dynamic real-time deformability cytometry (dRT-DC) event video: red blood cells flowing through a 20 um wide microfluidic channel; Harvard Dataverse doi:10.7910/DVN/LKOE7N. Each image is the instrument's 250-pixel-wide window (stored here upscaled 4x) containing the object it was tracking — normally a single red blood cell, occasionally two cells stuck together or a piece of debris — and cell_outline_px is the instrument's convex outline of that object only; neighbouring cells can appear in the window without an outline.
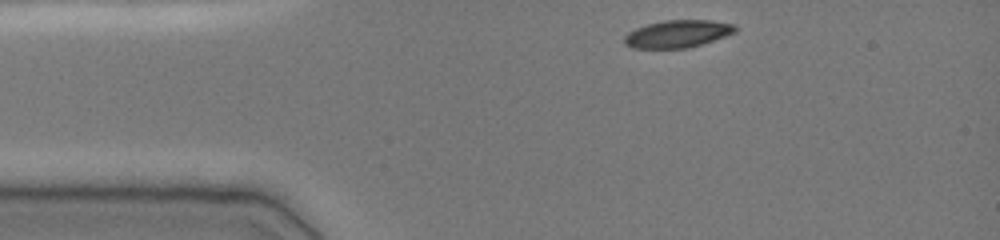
{"species": "common noctule bat (a hibernating species)", "species_latin": "Nyctalus noctula", "temperature_condition": "cold", "stored_images_in_passage": 35, "camera_frame_rate_fps": 3000, "um_per_image_px": 0.085, "animal": {"sex": "female", "body_mass_g": 19.0, "forearm_length_mm": 51.5}, "frame": {"image": 1, "passage_image": 1, "time_ms": 0.0, "image_size_px": [1000, 240], "cell_outline_px": [[736, 32], [688, 48], [632, 48], [624, 44], [624, 36], [628, 32], [636, 28], [648, 24], [664, 20], [712, 20], [736, 24]], "centroid_in_image_um": [57.58, 2.87], "position_along_channel_um": 27.4, "area_um2": 17.69}}
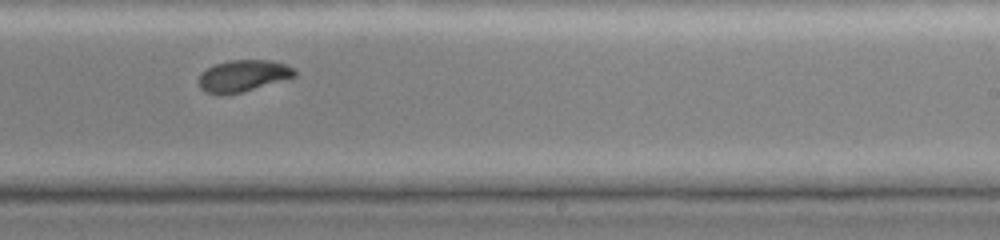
{"frame": {"image": 2, "passage_image": 23, "time_ms": 7.333, "image_size_px": [1000, 240], "cell_outline_px": [[296, 76], [240, 92], [220, 96], [204, 92], [200, 88], [196, 80], [200, 72], [216, 64], [228, 60], [272, 60], [296, 68]], "centroid_in_image_um": [20.59, 6.45], "position_along_channel_um": 268.4, "area_um2": 17.86}}
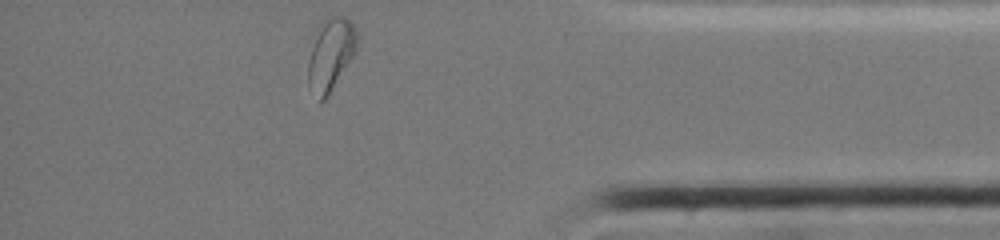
{"frame": {"image": 3, "passage_image": 35, "time_ms": 11.333, "image_size_px": [1000, 240], "cell_outline_px": [[356, 52], [328, 96], [324, 100], [320, 100], [308, 88], [308, 60], [320, 24], [328, 16], [344, 16], [352, 24], [356, 32]], "centroid_in_image_um": [28.1, 4.65], "position_along_channel_um": 407.1, "area_um2": 20.23}, "authors_computed_cell_mechanics": {"area_um2": 18.9006, "velocity_mm_per_s": 3.8882, "shape_relaxation_time_tau1_ms": 10.2737, "shape_relaxation_time_tau2_ms": 10.1583, "deformation_change_tau1": 0.2579, "deformation_change_tau2": 0.0962}}